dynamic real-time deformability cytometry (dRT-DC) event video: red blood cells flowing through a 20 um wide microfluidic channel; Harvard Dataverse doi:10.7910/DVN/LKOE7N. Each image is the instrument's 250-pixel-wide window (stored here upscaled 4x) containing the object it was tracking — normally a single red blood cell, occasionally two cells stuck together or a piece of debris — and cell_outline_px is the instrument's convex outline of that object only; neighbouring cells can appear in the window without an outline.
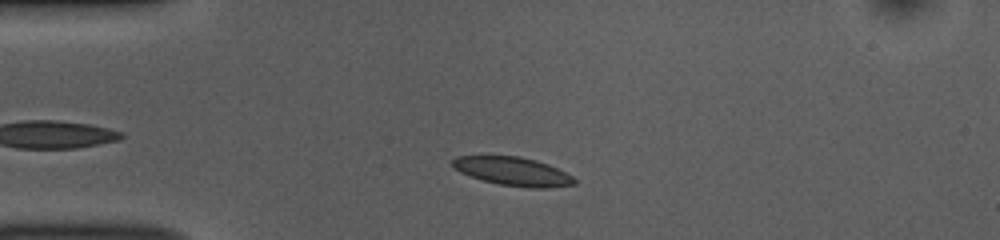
{"species": "common noctule bat (a hibernating species)", "species_latin": "Nyctalus noctula", "temperature_condition": "room temperature", "stored_images_in_passage": 36, "camera_frame_rate_fps": 3000, "um_per_image_px": 0.085, "animal": {"sex": "female", "body_mass_g": 10.0, "forearm_length_mm": 53.1}, "frame": {"image": 1, "passage_image": 7, "time_ms": 2.0, "image_size_px": [1000, 240], "cell_outline_px": [[576, 184], [548, 188], [528, 188], [500, 184], [484, 180], [460, 172], [452, 168], [452, 160], [456, 156], [520, 156], [536, 160], [548, 164], [572, 176], [576, 180]], "centroid_in_image_um": [43.6, 14.56], "position_along_channel_um": 41.4, "area_um2": 20.17}}
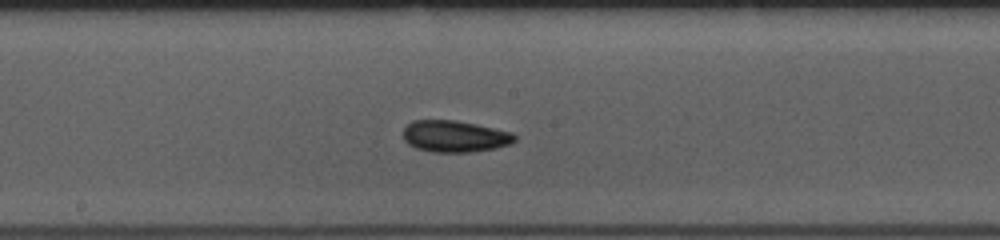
{"frame": {"image": 2, "passage_image": 22, "time_ms": 7.0, "image_size_px": [1000, 240], "cell_outline_px": [[516, 140], [508, 144], [496, 148], [472, 152], [432, 152], [416, 148], [408, 144], [404, 140], [404, 128], [412, 120], [456, 120], [476, 124], [512, 132], [516, 136]], "centroid_in_image_um": [38.65, 11.59], "position_along_channel_um": 209.6, "area_um2": 20.58}}
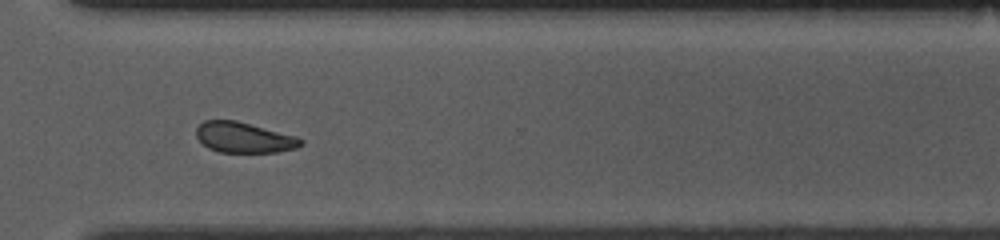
{"frame": {"image": 3, "passage_image": 33, "time_ms": 10.667, "image_size_px": [1000, 240], "cell_outline_px": [[304, 144], [296, 148], [276, 152], [220, 152], [208, 148], [196, 136], [196, 128], [204, 120], [236, 120], [296, 136], [304, 140]], "centroid_in_image_um": [20.75, 11.68], "position_along_channel_um": 349.9, "area_um2": 18.55}, "authors_computed_cell_mechanics": {"area_um2": 19.9699, "velocity_mm_per_s": 3.824, "shape_relaxation_time_tau1_ms": 2.9334, "shape_relaxation_time_tau2_ms": 3.5801, "deformation_change_tau1": 0.0664, "deformation_change_tau2": 0.0727}}